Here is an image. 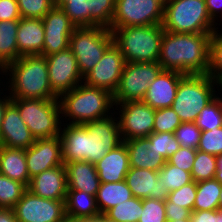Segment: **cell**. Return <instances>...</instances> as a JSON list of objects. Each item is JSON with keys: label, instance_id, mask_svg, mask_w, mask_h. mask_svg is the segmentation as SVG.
<instances>
[{"label": "cell", "instance_id": "obj_21", "mask_svg": "<svg viewBox=\"0 0 222 222\" xmlns=\"http://www.w3.org/2000/svg\"><path fill=\"white\" fill-rule=\"evenodd\" d=\"M27 189L41 198L65 200L68 190L65 164L35 175Z\"/></svg>", "mask_w": 222, "mask_h": 222}, {"label": "cell", "instance_id": "obj_3", "mask_svg": "<svg viewBox=\"0 0 222 222\" xmlns=\"http://www.w3.org/2000/svg\"><path fill=\"white\" fill-rule=\"evenodd\" d=\"M1 74L8 75L9 97L11 99H58L49 83L46 56H21L8 64Z\"/></svg>", "mask_w": 222, "mask_h": 222}, {"label": "cell", "instance_id": "obj_13", "mask_svg": "<svg viewBox=\"0 0 222 222\" xmlns=\"http://www.w3.org/2000/svg\"><path fill=\"white\" fill-rule=\"evenodd\" d=\"M17 222H59L65 216V200L34 195L28 189L14 206Z\"/></svg>", "mask_w": 222, "mask_h": 222}, {"label": "cell", "instance_id": "obj_29", "mask_svg": "<svg viewBox=\"0 0 222 222\" xmlns=\"http://www.w3.org/2000/svg\"><path fill=\"white\" fill-rule=\"evenodd\" d=\"M18 25L19 20L0 21V72L18 59Z\"/></svg>", "mask_w": 222, "mask_h": 222}, {"label": "cell", "instance_id": "obj_5", "mask_svg": "<svg viewBox=\"0 0 222 222\" xmlns=\"http://www.w3.org/2000/svg\"><path fill=\"white\" fill-rule=\"evenodd\" d=\"M162 24L116 28L112 34L127 63L158 62Z\"/></svg>", "mask_w": 222, "mask_h": 222}, {"label": "cell", "instance_id": "obj_18", "mask_svg": "<svg viewBox=\"0 0 222 222\" xmlns=\"http://www.w3.org/2000/svg\"><path fill=\"white\" fill-rule=\"evenodd\" d=\"M35 142L29 128L20 117L18 108L10 102L0 129V145L8 148L28 149Z\"/></svg>", "mask_w": 222, "mask_h": 222}, {"label": "cell", "instance_id": "obj_17", "mask_svg": "<svg viewBox=\"0 0 222 222\" xmlns=\"http://www.w3.org/2000/svg\"><path fill=\"white\" fill-rule=\"evenodd\" d=\"M25 156L30 179L45 170L63 165L60 136L36 139L25 149Z\"/></svg>", "mask_w": 222, "mask_h": 222}, {"label": "cell", "instance_id": "obj_43", "mask_svg": "<svg viewBox=\"0 0 222 222\" xmlns=\"http://www.w3.org/2000/svg\"><path fill=\"white\" fill-rule=\"evenodd\" d=\"M197 192V182L192 181L179 189L169 192L168 201L173 205L182 206L193 212L194 202Z\"/></svg>", "mask_w": 222, "mask_h": 222}, {"label": "cell", "instance_id": "obj_22", "mask_svg": "<svg viewBox=\"0 0 222 222\" xmlns=\"http://www.w3.org/2000/svg\"><path fill=\"white\" fill-rule=\"evenodd\" d=\"M95 166L101 183H115L125 180L130 165L124 141L95 163Z\"/></svg>", "mask_w": 222, "mask_h": 222}, {"label": "cell", "instance_id": "obj_2", "mask_svg": "<svg viewBox=\"0 0 222 222\" xmlns=\"http://www.w3.org/2000/svg\"><path fill=\"white\" fill-rule=\"evenodd\" d=\"M212 33H172L164 30L158 63L162 70L204 75L209 67Z\"/></svg>", "mask_w": 222, "mask_h": 222}, {"label": "cell", "instance_id": "obj_49", "mask_svg": "<svg viewBox=\"0 0 222 222\" xmlns=\"http://www.w3.org/2000/svg\"><path fill=\"white\" fill-rule=\"evenodd\" d=\"M190 222H219V210L193 211Z\"/></svg>", "mask_w": 222, "mask_h": 222}, {"label": "cell", "instance_id": "obj_19", "mask_svg": "<svg viewBox=\"0 0 222 222\" xmlns=\"http://www.w3.org/2000/svg\"><path fill=\"white\" fill-rule=\"evenodd\" d=\"M184 76L185 74L177 71L161 70L150 83L142 101L155 110L171 107L179 82Z\"/></svg>", "mask_w": 222, "mask_h": 222}, {"label": "cell", "instance_id": "obj_48", "mask_svg": "<svg viewBox=\"0 0 222 222\" xmlns=\"http://www.w3.org/2000/svg\"><path fill=\"white\" fill-rule=\"evenodd\" d=\"M165 208L167 221L190 219L191 212L182 206L173 205V203L165 200Z\"/></svg>", "mask_w": 222, "mask_h": 222}, {"label": "cell", "instance_id": "obj_9", "mask_svg": "<svg viewBox=\"0 0 222 222\" xmlns=\"http://www.w3.org/2000/svg\"><path fill=\"white\" fill-rule=\"evenodd\" d=\"M114 42L112 31L101 26L76 27L70 37L69 48L76 57L84 77L102 58Z\"/></svg>", "mask_w": 222, "mask_h": 222}, {"label": "cell", "instance_id": "obj_12", "mask_svg": "<svg viewBox=\"0 0 222 222\" xmlns=\"http://www.w3.org/2000/svg\"><path fill=\"white\" fill-rule=\"evenodd\" d=\"M114 106L115 114L119 115L117 118L122 141L147 137L153 133L155 109L151 106L143 101H128Z\"/></svg>", "mask_w": 222, "mask_h": 222}, {"label": "cell", "instance_id": "obj_14", "mask_svg": "<svg viewBox=\"0 0 222 222\" xmlns=\"http://www.w3.org/2000/svg\"><path fill=\"white\" fill-rule=\"evenodd\" d=\"M46 60L49 83L58 97L83 82L84 77L70 48L46 56Z\"/></svg>", "mask_w": 222, "mask_h": 222}, {"label": "cell", "instance_id": "obj_51", "mask_svg": "<svg viewBox=\"0 0 222 222\" xmlns=\"http://www.w3.org/2000/svg\"><path fill=\"white\" fill-rule=\"evenodd\" d=\"M0 222H17L14 209L0 208Z\"/></svg>", "mask_w": 222, "mask_h": 222}, {"label": "cell", "instance_id": "obj_40", "mask_svg": "<svg viewBox=\"0 0 222 222\" xmlns=\"http://www.w3.org/2000/svg\"><path fill=\"white\" fill-rule=\"evenodd\" d=\"M181 123L179 116L171 107L156 109L153 132H168L174 134Z\"/></svg>", "mask_w": 222, "mask_h": 222}, {"label": "cell", "instance_id": "obj_20", "mask_svg": "<svg viewBox=\"0 0 222 222\" xmlns=\"http://www.w3.org/2000/svg\"><path fill=\"white\" fill-rule=\"evenodd\" d=\"M125 182L136 198L168 199L169 191L162 185L158 171L130 167Z\"/></svg>", "mask_w": 222, "mask_h": 222}, {"label": "cell", "instance_id": "obj_30", "mask_svg": "<svg viewBox=\"0 0 222 222\" xmlns=\"http://www.w3.org/2000/svg\"><path fill=\"white\" fill-rule=\"evenodd\" d=\"M222 185L215 178L197 182L193 211L219 210Z\"/></svg>", "mask_w": 222, "mask_h": 222}, {"label": "cell", "instance_id": "obj_11", "mask_svg": "<svg viewBox=\"0 0 222 222\" xmlns=\"http://www.w3.org/2000/svg\"><path fill=\"white\" fill-rule=\"evenodd\" d=\"M162 70L158 62L125 63L119 85L113 94L114 104L142 101L147 89Z\"/></svg>", "mask_w": 222, "mask_h": 222}, {"label": "cell", "instance_id": "obj_31", "mask_svg": "<svg viewBox=\"0 0 222 222\" xmlns=\"http://www.w3.org/2000/svg\"><path fill=\"white\" fill-rule=\"evenodd\" d=\"M76 27L91 26L90 0H54Z\"/></svg>", "mask_w": 222, "mask_h": 222}, {"label": "cell", "instance_id": "obj_56", "mask_svg": "<svg viewBox=\"0 0 222 222\" xmlns=\"http://www.w3.org/2000/svg\"><path fill=\"white\" fill-rule=\"evenodd\" d=\"M219 210H222V189H221V193L219 196Z\"/></svg>", "mask_w": 222, "mask_h": 222}, {"label": "cell", "instance_id": "obj_8", "mask_svg": "<svg viewBox=\"0 0 222 222\" xmlns=\"http://www.w3.org/2000/svg\"><path fill=\"white\" fill-rule=\"evenodd\" d=\"M18 108L21 119L36 139L60 135L61 108L58 99H11Z\"/></svg>", "mask_w": 222, "mask_h": 222}, {"label": "cell", "instance_id": "obj_50", "mask_svg": "<svg viewBox=\"0 0 222 222\" xmlns=\"http://www.w3.org/2000/svg\"><path fill=\"white\" fill-rule=\"evenodd\" d=\"M206 8L211 19L217 23L216 20L219 21L218 19L222 17V0H206Z\"/></svg>", "mask_w": 222, "mask_h": 222}, {"label": "cell", "instance_id": "obj_10", "mask_svg": "<svg viewBox=\"0 0 222 222\" xmlns=\"http://www.w3.org/2000/svg\"><path fill=\"white\" fill-rule=\"evenodd\" d=\"M165 0H115L110 30L163 23Z\"/></svg>", "mask_w": 222, "mask_h": 222}, {"label": "cell", "instance_id": "obj_23", "mask_svg": "<svg viewBox=\"0 0 222 222\" xmlns=\"http://www.w3.org/2000/svg\"><path fill=\"white\" fill-rule=\"evenodd\" d=\"M18 59L21 56L43 53L44 25L42 19L21 18L16 34Z\"/></svg>", "mask_w": 222, "mask_h": 222}, {"label": "cell", "instance_id": "obj_46", "mask_svg": "<svg viewBox=\"0 0 222 222\" xmlns=\"http://www.w3.org/2000/svg\"><path fill=\"white\" fill-rule=\"evenodd\" d=\"M197 149L181 146L171 157L166 161L173 166L191 173L193 163L195 161Z\"/></svg>", "mask_w": 222, "mask_h": 222}, {"label": "cell", "instance_id": "obj_4", "mask_svg": "<svg viewBox=\"0 0 222 222\" xmlns=\"http://www.w3.org/2000/svg\"><path fill=\"white\" fill-rule=\"evenodd\" d=\"M61 108V120L67 124H85L112 114L113 94L106 89L93 87L81 82L71 91L58 97ZM111 112V113H110Z\"/></svg>", "mask_w": 222, "mask_h": 222}, {"label": "cell", "instance_id": "obj_24", "mask_svg": "<svg viewBox=\"0 0 222 222\" xmlns=\"http://www.w3.org/2000/svg\"><path fill=\"white\" fill-rule=\"evenodd\" d=\"M68 190L87 192L96 196L100 187V180L93 163L86 161H72L65 163Z\"/></svg>", "mask_w": 222, "mask_h": 222}, {"label": "cell", "instance_id": "obj_39", "mask_svg": "<svg viewBox=\"0 0 222 222\" xmlns=\"http://www.w3.org/2000/svg\"><path fill=\"white\" fill-rule=\"evenodd\" d=\"M147 138L150 142L149 150H153L157 155L163 156L166 160L181 147L173 133L153 132Z\"/></svg>", "mask_w": 222, "mask_h": 222}, {"label": "cell", "instance_id": "obj_25", "mask_svg": "<svg viewBox=\"0 0 222 222\" xmlns=\"http://www.w3.org/2000/svg\"><path fill=\"white\" fill-rule=\"evenodd\" d=\"M124 143L129 154L130 167L159 171L166 163L163 156L149 150L150 142L147 137L130 139Z\"/></svg>", "mask_w": 222, "mask_h": 222}, {"label": "cell", "instance_id": "obj_28", "mask_svg": "<svg viewBox=\"0 0 222 222\" xmlns=\"http://www.w3.org/2000/svg\"><path fill=\"white\" fill-rule=\"evenodd\" d=\"M134 197L125 180L115 183H101L96 194V202L100 214Z\"/></svg>", "mask_w": 222, "mask_h": 222}, {"label": "cell", "instance_id": "obj_33", "mask_svg": "<svg viewBox=\"0 0 222 222\" xmlns=\"http://www.w3.org/2000/svg\"><path fill=\"white\" fill-rule=\"evenodd\" d=\"M195 124L201 131L222 127V98L218 94L200 111Z\"/></svg>", "mask_w": 222, "mask_h": 222}, {"label": "cell", "instance_id": "obj_16", "mask_svg": "<svg viewBox=\"0 0 222 222\" xmlns=\"http://www.w3.org/2000/svg\"><path fill=\"white\" fill-rule=\"evenodd\" d=\"M44 46L41 55L49 56L69 48L70 37L76 26L60 8L54 6L43 18Z\"/></svg>", "mask_w": 222, "mask_h": 222}, {"label": "cell", "instance_id": "obj_55", "mask_svg": "<svg viewBox=\"0 0 222 222\" xmlns=\"http://www.w3.org/2000/svg\"><path fill=\"white\" fill-rule=\"evenodd\" d=\"M59 222H84V220H79V219H74V218H70L65 216L61 221Z\"/></svg>", "mask_w": 222, "mask_h": 222}, {"label": "cell", "instance_id": "obj_7", "mask_svg": "<svg viewBox=\"0 0 222 222\" xmlns=\"http://www.w3.org/2000/svg\"><path fill=\"white\" fill-rule=\"evenodd\" d=\"M218 85L208 74L185 75L180 80L171 108L182 123L196 121L200 111L217 96L216 92L222 91Z\"/></svg>", "mask_w": 222, "mask_h": 222}, {"label": "cell", "instance_id": "obj_57", "mask_svg": "<svg viewBox=\"0 0 222 222\" xmlns=\"http://www.w3.org/2000/svg\"><path fill=\"white\" fill-rule=\"evenodd\" d=\"M167 222H190V219H182V220H172Z\"/></svg>", "mask_w": 222, "mask_h": 222}, {"label": "cell", "instance_id": "obj_53", "mask_svg": "<svg viewBox=\"0 0 222 222\" xmlns=\"http://www.w3.org/2000/svg\"><path fill=\"white\" fill-rule=\"evenodd\" d=\"M215 179L222 185V155L217 157V171Z\"/></svg>", "mask_w": 222, "mask_h": 222}, {"label": "cell", "instance_id": "obj_36", "mask_svg": "<svg viewBox=\"0 0 222 222\" xmlns=\"http://www.w3.org/2000/svg\"><path fill=\"white\" fill-rule=\"evenodd\" d=\"M207 74L218 84L222 82V32L220 30H215L210 37Z\"/></svg>", "mask_w": 222, "mask_h": 222}, {"label": "cell", "instance_id": "obj_44", "mask_svg": "<svg viewBox=\"0 0 222 222\" xmlns=\"http://www.w3.org/2000/svg\"><path fill=\"white\" fill-rule=\"evenodd\" d=\"M197 150L211 155H222V127L201 131L200 142Z\"/></svg>", "mask_w": 222, "mask_h": 222}, {"label": "cell", "instance_id": "obj_58", "mask_svg": "<svg viewBox=\"0 0 222 222\" xmlns=\"http://www.w3.org/2000/svg\"><path fill=\"white\" fill-rule=\"evenodd\" d=\"M219 222H222V210H219Z\"/></svg>", "mask_w": 222, "mask_h": 222}, {"label": "cell", "instance_id": "obj_6", "mask_svg": "<svg viewBox=\"0 0 222 222\" xmlns=\"http://www.w3.org/2000/svg\"><path fill=\"white\" fill-rule=\"evenodd\" d=\"M209 16L206 0H165L163 29L172 33H213L218 29Z\"/></svg>", "mask_w": 222, "mask_h": 222}, {"label": "cell", "instance_id": "obj_47", "mask_svg": "<svg viewBox=\"0 0 222 222\" xmlns=\"http://www.w3.org/2000/svg\"><path fill=\"white\" fill-rule=\"evenodd\" d=\"M17 0H0V21L20 20Z\"/></svg>", "mask_w": 222, "mask_h": 222}, {"label": "cell", "instance_id": "obj_26", "mask_svg": "<svg viewBox=\"0 0 222 222\" xmlns=\"http://www.w3.org/2000/svg\"><path fill=\"white\" fill-rule=\"evenodd\" d=\"M0 174L23 183L28 188L31 179L27 170L25 149L1 145Z\"/></svg>", "mask_w": 222, "mask_h": 222}, {"label": "cell", "instance_id": "obj_45", "mask_svg": "<svg viewBox=\"0 0 222 222\" xmlns=\"http://www.w3.org/2000/svg\"><path fill=\"white\" fill-rule=\"evenodd\" d=\"M174 135L181 146L197 149L201 130L195 124V122L181 123V125L175 130Z\"/></svg>", "mask_w": 222, "mask_h": 222}, {"label": "cell", "instance_id": "obj_54", "mask_svg": "<svg viewBox=\"0 0 222 222\" xmlns=\"http://www.w3.org/2000/svg\"><path fill=\"white\" fill-rule=\"evenodd\" d=\"M91 222H116L111 219H109L106 215L104 214H99L95 218L91 219Z\"/></svg>", "mask_w": 222, "mask_h": 222}, {"label": "cell", "instance_id": "obj_34", "mask_svg": "<svg viewBox=\"0 0 222 222\" xmlns=\"http://www.w3.org/2000/svg\"><path fill=\"white\" fill-rule=\"evenodd\" d=\"M217 171V156L197 150L193 168L192 181L200 182L214 179Z\"/></svg>", "mask_w": 222, "mask_h": 222}, {"label": "cell", "instance_id": "obj_1", "mask_svg": "<svg viewBox=\"0 0 222 222\" xmlns=\"http://www.w3.org/2000/svg\"><path fill=\"white\" fill-rule=\"evenodd\" d=\"M114 115L115 111L112 115L85 124L62 123L59 136L63 163L86 161L95 164L121 144L118 118Z\"/></svg>", "mask_w": 222, "mask_h": 222}, {"label": "cell", "instance_id": "obj_27", "mask_svg": "<svg viewBox=\"0 0 222 222\" xmlns=\"http://www.w3.org/2000/svg\"><path fill=\"white\" fill-rule=\"evenodd\" d=\"M65 214L67 217L79 220L95 218L100 214L96 196L83 191L67 190Z\"/></svg>", "mask_w": 222, "mask_h": 222}, {"label": "cell", "instance_id": "obj_42", "mask_svg": "<svg viewBox=\"0 0 222 222\" xmlns=\"http://www.w3.org/2000/svg\"><path fill=\"white\" fill-rule=\"evenodd\" d=\"M141 216L138 222H167L164 200L142 199Z\"/></svg>", "mask_w": 222, "mask_h": 222}, {"label": "cell", "instance_id": "obj_35", "mask_svg": "<svg viewBox=\"0 0 222 222\" xmlns=\"http://www.w3.org/2000/svg\"><path fill=\"white\" fill-rule=\"evenodd\" d=\"M26 190L23 183L0 174V208L13 209Z\"/></svg>", "mask_w": 222, "mask_h": 222}, {"label": "cell", "instance_id": "obj_41", "mask_svg": "<svg viewBox=\"0 0 222 222\" xmlns=\"http://www.w3.org/2000/svg\"><path fill=\"white\" fill-rule=\"evenodd\" d=\"M21 18L42 19L55 5L54 0H17Z\"/></svg>", "mask_w": 222, "mask_h": 222}, {"label": "cell", "instance_id": "obj_32", "mask_svg": "<svg viewBox=\"0 0 222 222\" xmlns=\"http://www.w3.org/2000/svg\"><path fill=\"white\" fill-rule=\"evenodd\" d=\"M142 199L132 197L109 209L104 215L116 222H138L141 216Z\"/></svg>", "mask_w": 222, "mask_h": 222}, {"label": "cell", "instance_id": "obj_15", "mask_svg": "<svg viewBox=\"0 0 222 222\" xmlns=\"http://www.w3.org/2000/svg\"><path fill=\"white\" fill-rule=\"evenodd\" d=\"M125 63L121 50L113 42L100 61L84 76L83 82L93 87L106 89L114 94L119 85Z\"/></svg>", "mask_w": 222, "mask_h": 222}, {"label": "cell", "instance_id": "obj_37", "mask_svg": "<svg viewBox=\"0 0 222 222\" xmlns=\"http://www.w3.org/2000/svg\"><path fill=\"white\" fill-rule=\"evenodd\" d=\"M158 177L161 178L162 185H165L169 192L192 182L190 172L173 166L167 161L158 171Z\"/></svg>", "mask_w": 222, "mask_h": 222}, {"label": "cell", "instance_id": "obj_52", "mask_svg": "<svg viewBox=\"0 0 222 222\" xmlns=\"http://www.w3.org/2000/svg\"><path fill=\"white\" fill-rule=\"evenodd\" d=\"M2 94L3 92H0V129H1L4 113H5V108L11 102V98L9 97V95L7 96L6 94L5 96H1Z\"/></svg>", "mask_w": 222, "mask_h": 222}, {"label": "cell", "instance_id": "obj_38", "mask_svg": "<svg viewBox=\"0 0 222 222\" xmlns=\"http://www.w3.org/2000/svg\"><path fill=\"white\" fill-rule=\"evenodd\" d=\"M114 11V0H90L91 26L110 29Z\"/></svg>", "mask_w": 222, "mask_h": 222}]
</instances>
